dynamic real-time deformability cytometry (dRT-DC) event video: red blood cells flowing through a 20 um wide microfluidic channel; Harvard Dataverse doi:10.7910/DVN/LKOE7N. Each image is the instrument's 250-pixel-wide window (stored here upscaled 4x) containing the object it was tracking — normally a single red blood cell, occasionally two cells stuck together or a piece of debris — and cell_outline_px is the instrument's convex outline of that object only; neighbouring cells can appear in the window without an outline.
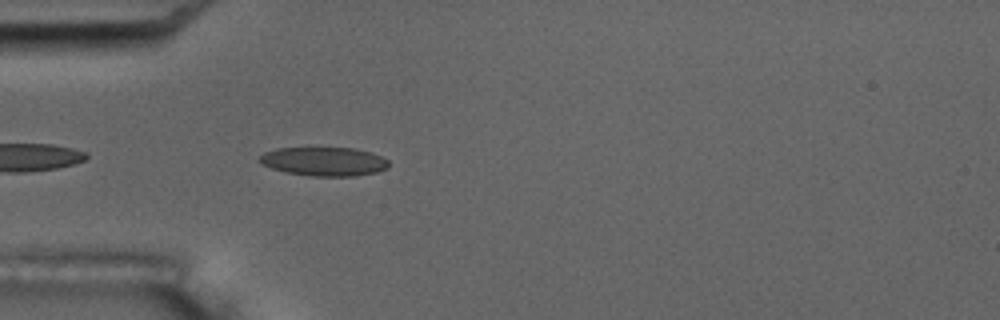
{"species": "common noctule bat (a hibernating species)", "species_latin": "Nyctalus noctula", "temperature_condition": "room temperature", "stored_images_in_passage": 5, "camera_frame_rate_fps": 3000, "um_per_image_px": 0.085, "animal": {"sex": "male", "body_mass_g": 17.5, "forearm_length_mm": 52.3}, "frame": {"image": 1, "passage_image": 5, "time_ms": 4.667, "image_size_px": [1000, 320], "cell_outline_px": [[388, 168], [376, 172], [356, 176], [312, 176], [288, 172], [272, 168], [264, 164], [260, 160], [260, 156], [264, 152], [276, 148], [352, 148], [372, 152], [388, 160]], "centroid_in_image_um": [27.58, 13.72], "position_along_channel_um": 57.4, "area_um2": 21.5}}